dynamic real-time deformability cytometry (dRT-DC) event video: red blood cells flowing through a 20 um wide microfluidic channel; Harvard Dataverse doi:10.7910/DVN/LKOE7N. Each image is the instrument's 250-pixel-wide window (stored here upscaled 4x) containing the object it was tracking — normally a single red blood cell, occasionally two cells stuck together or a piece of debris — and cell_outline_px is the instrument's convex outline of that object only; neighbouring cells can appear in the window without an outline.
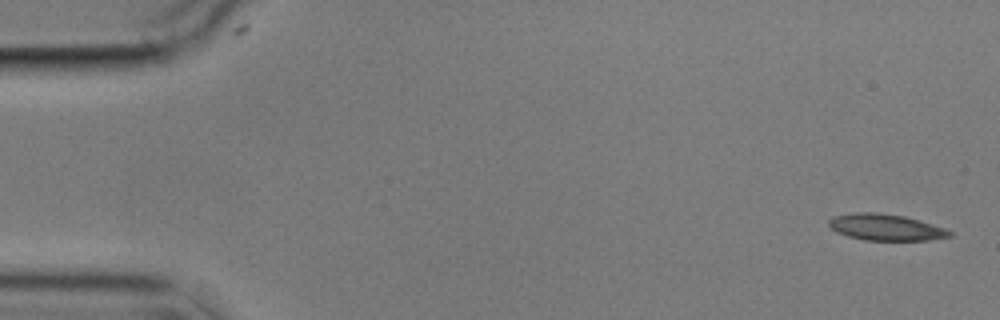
{"species": "common noctule bat (a hibernating species)", "species_latin": "Nyctalus noctula", "temperature_condition": "cold", "stored_images_in_passage": 4, "camera_frame_rate_fps": 3000, "um_per_image_px": 0.085, "animal": {"sex": "male", "body_mass_g": 17.9}, "frame": {"image": 1, "passage_image": 1, "time_ms": 0.0, "image_size_px": [1000, 320], "cell_outline_px": [[952, 236], [928, 240], [864, 240], [848, 236], [836, 232], [828, 224], [828, 220], [832, 216], [852, 212], [876, 212], [904, 216], [932, 224], [944, 228], [952, 232]], "centroid_in_image_um": [75.24, 19.31], "position_along_channel_um": 9.8, "area_um2": 18.55}}
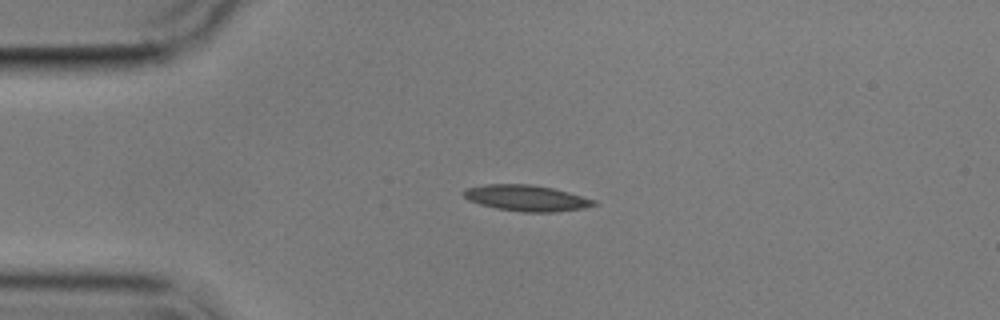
{"frame": {"image": 2, "passage_image": 4, "time_ms": 3.667, "image_size_px": [1000, 320], "cell_outline_px": [[600, 204], [584, 208], [552, 212], [524, 212], [496, 208], [480, 204], [468, 200], [460, 192], [464, 188], [484, 184], [532, 184], [552, 188], [568, 192], [596, 200]], "centroid_in_image_um": [44.73, 16.83], "position_along_channel_um": 40.3, "area_um2": 19.88}}